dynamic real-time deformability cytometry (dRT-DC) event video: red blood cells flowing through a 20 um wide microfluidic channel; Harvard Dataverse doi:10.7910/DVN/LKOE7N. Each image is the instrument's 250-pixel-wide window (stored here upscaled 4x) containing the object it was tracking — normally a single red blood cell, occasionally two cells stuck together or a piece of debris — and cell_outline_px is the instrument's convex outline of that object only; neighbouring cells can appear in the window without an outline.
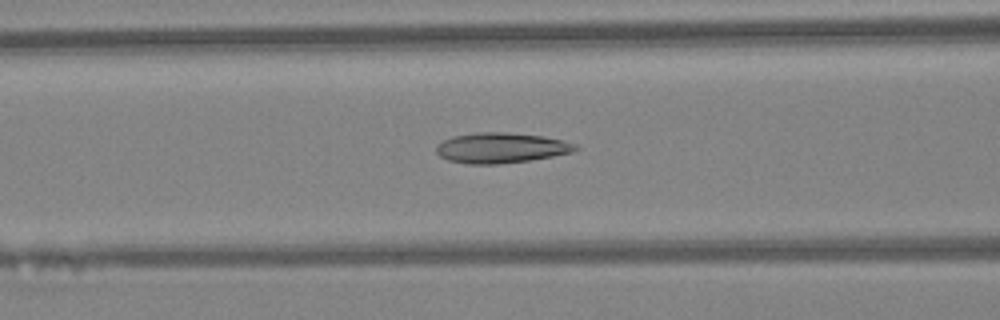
{"species": "Egyptian fruit bat (a non-hibernating species)", "species_latin": "Rousettus aegyptiacus", "temperature_condition": "warm", "stored_images_in_passage": 44, "camera_frame_rate_fps": 3000, "um_per_image_px": 0.085, "animal": {"sex": "female"}, "frame": {"image": 1, "passage_image": 17, "time_ms": 5.333, "image_size_px": [1000, 320], "cell_outline_px": [[580, 148], [572, 152], [552, 156], [528, 160], [500, 164], [468, 164], [448, 160], [440, 156], [436, 152], [436, 144], [452, 136], [480, 132], [508, 132], [544, 136], [564, 140], [576, 144]], "centroid_in_image_um": [42.59, 12.56], "position_along_channel_um": 124.0, "area_um2": 24.68}}
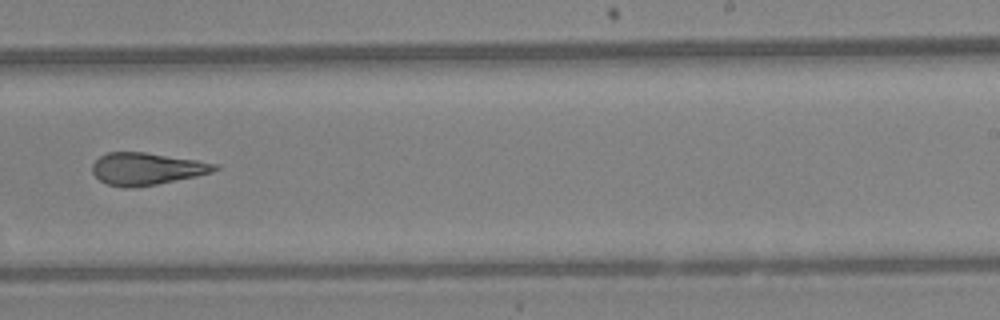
{"frame": {"image": 2, "passage_image": 27, "time_ms": 8.667, "image_size_px": [1000, 320], "cell_outline_px": [[220, 168], [212, 172], [196, 176], [156, 184], [132, 188], [124, 188], [108, 184], [100, 180], [92, 172], [92, 164], [100, 156], [108, 152], [144, 152], [196, 160], [220, 164]], "centroid_in_image_um": [12.47, 14.35], "position_along_channel_um": 276.5, "area_um2": 22.89}}
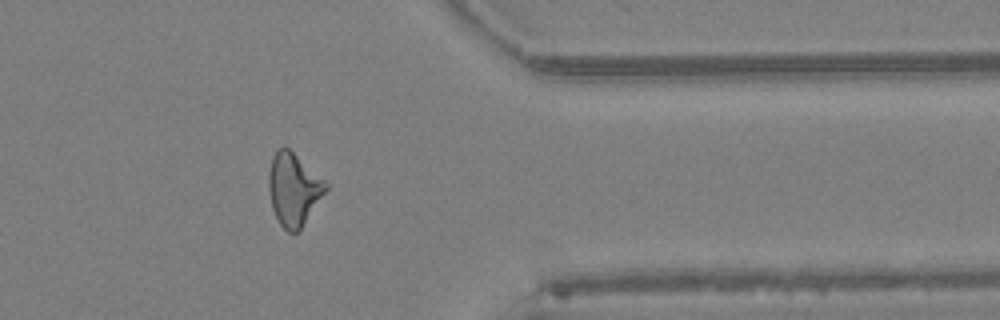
{"frame": {"image": 3, "passage_image": 35, "time_ms": 11.333, "image_size_px": [1000, 320], "cell_outline_px": [[328, 188], [300, 228], [296, 232], [288, 232], [280, 224], [272, 208], [268, 188], [268, 176], [272, 156], [280, 148], [288, 148], [324, 180], [328, 184]], "centroid_in_image_um": [24.93, 16.09], "position_along_channel_um": 386.5, "area_um2": 23.47}, "authors_computed_cell_mechanics": {"area_um2": 23.9292, "velocity_mm_per_s": 4.6083, "shape_relaxation_time_tau1_ms": null, "shape_relaxation_time_tau2_ms": 2.4598, "deformation_change_tau1": null, "deformation_change_tau2": 0.1374}}